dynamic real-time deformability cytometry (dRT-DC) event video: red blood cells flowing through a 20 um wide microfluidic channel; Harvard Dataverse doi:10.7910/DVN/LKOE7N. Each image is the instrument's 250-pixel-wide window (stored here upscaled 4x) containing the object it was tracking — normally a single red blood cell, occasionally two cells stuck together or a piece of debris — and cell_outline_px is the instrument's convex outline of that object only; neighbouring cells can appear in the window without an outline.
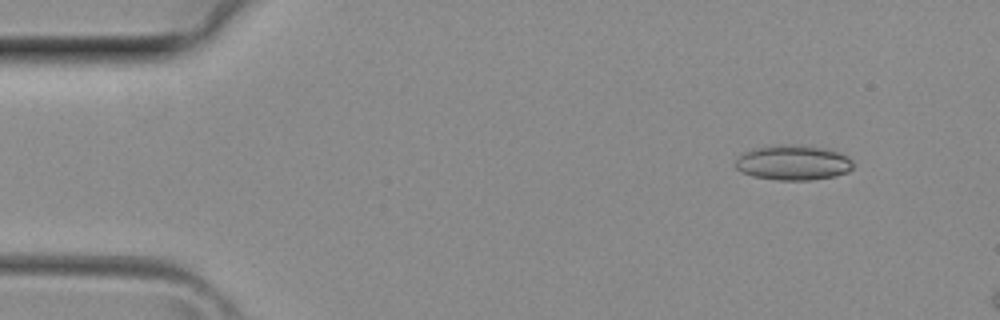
{"species": "common noctule bat (a hibernating species)", "species_latin": "Nyctalus noctula", "temperature_condition": "room temperature", "stored_images_in_passage": 7, "camera_frame_rate_fps": 3000, "um_per_image_px": 0.085, "animal": {"sex": "female", "body_mass_g": 29.2, "forearm_length_mm": 56.3}, "frame": {"image": 1, "passage_image": 2, "time_ms": 0.333, "image_size_px": [1000, 320], "cell_outline_px": [[852, 168], [848, 172], [836, 176], [812, 180], [780, 180], [752, 176], [736, 168], [736, 160], [744, 152], [752, 148], [784, 144], [792, 144], [832, 148], [848, 156], [852, 160]], "centroid_in_image_um": [67.47, 13.81], "position_along_channel_um": 17.5, "area_um2": 24.28}}